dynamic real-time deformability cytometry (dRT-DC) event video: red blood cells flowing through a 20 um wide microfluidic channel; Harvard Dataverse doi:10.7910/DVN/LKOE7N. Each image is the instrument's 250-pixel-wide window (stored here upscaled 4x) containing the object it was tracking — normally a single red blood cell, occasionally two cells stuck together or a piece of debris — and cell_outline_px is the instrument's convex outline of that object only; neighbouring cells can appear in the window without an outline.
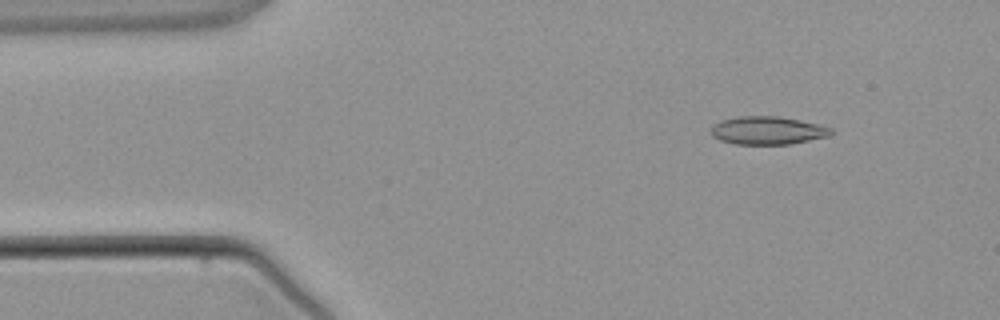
{"species": "common noctule bat (a hibernating species)", "species_latin": "Nyctalus noctula", "temperature_condition": "warm", "stored_images_in_passage": 3, "camera_frame_rate_fps": 3000, "um_per_image_px": 0.085, "animal": {"sex": "male", "body_mass_g": 21.5, "forearm_length_mm": 52.0}, "frame": {"image": 1, "passage_image": 2, "time_ms": 1.333, "image_size_px": [1000, 320], "cell_outline_px": [[832, 132], [828, 136], [792, 144], [736, 144], [720, 140], [712, 136], [712, 124], [720, 120], [736, 116], [780, 116], [820, 124], [832, 128]], "centroid_in_image_um": [65.24, 11.08], "position_along_channel_um": 19.8, "area_um2": 19.77}}